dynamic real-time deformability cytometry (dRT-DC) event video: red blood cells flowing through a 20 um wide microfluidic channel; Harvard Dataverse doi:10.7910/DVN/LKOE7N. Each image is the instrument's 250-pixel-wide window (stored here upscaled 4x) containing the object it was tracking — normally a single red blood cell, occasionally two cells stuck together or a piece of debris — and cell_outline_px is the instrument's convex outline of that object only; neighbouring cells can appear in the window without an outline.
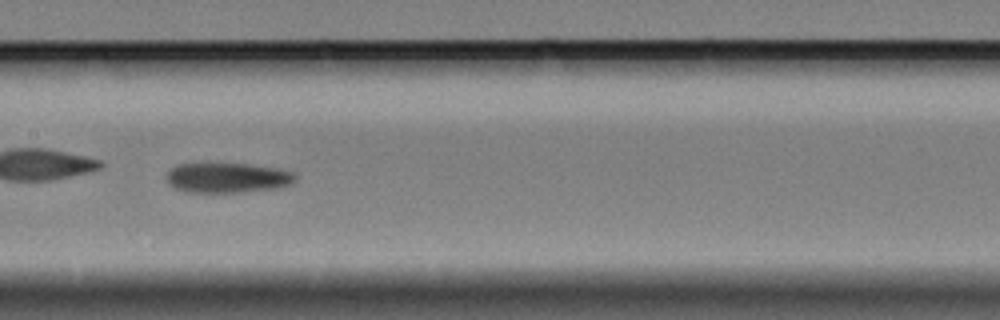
{"species": "Egyptian fruit bat (a non-hibernating species)", "species_latin": "Rousettus aegyptiacus", "temperature_condition": "cold", "stored_images_in_passage": 42, "camera_frame_rate_fps": 3000, "um_per_image_px": 0.085, "animal": {"sex": "female"}, "frame": {"image": 1, "passage_image": 13, "time_ms": 4.0, "image_size_px": [1000, 320], "cell_outline_px": [[296, 180], [292, 184], [280, 188], [244, 192], [184, 192], [172, 188], [168, 184], [164, 176], [176, 164], [208, 160], [248, 164], [280, 168], [296, 172]], "centroid_in_image_um": [19.29, 15.06], "position_along_channel_um": 188.1, "area_um2": 24.04}}
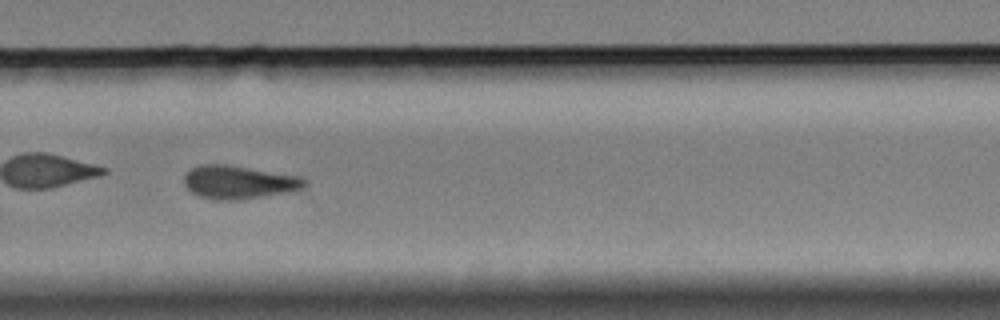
{"frame": {"image": 2, "passage_image": 24, "time_ms": 7.667, "image_size_px": [1000, 320], "cell_outline_px": [[308, 184], [304, 188], [288, 192], [236, 200], [216, 200], [200, 196], [192, 192], [184, 184], [184, 176], [188, 168], [200, 164], [228, 164], [304, 176], [308, 180]], "centroid_in_image_um": [20.34, 15.46], "position_along_channel_um": 309.5, "area_um2": 23.81}, "authors_computed_cell_mechanics": {"area_um2": 23.3512, "velocity_mm_per_s": 3.3195, "shape_relaxation_time_tau1_ms": 7.7072, "shape_relaxation_time_tau2_ms": null, "deformation_change_tau1": 0.1212, "deformation_change_tau2": null}}